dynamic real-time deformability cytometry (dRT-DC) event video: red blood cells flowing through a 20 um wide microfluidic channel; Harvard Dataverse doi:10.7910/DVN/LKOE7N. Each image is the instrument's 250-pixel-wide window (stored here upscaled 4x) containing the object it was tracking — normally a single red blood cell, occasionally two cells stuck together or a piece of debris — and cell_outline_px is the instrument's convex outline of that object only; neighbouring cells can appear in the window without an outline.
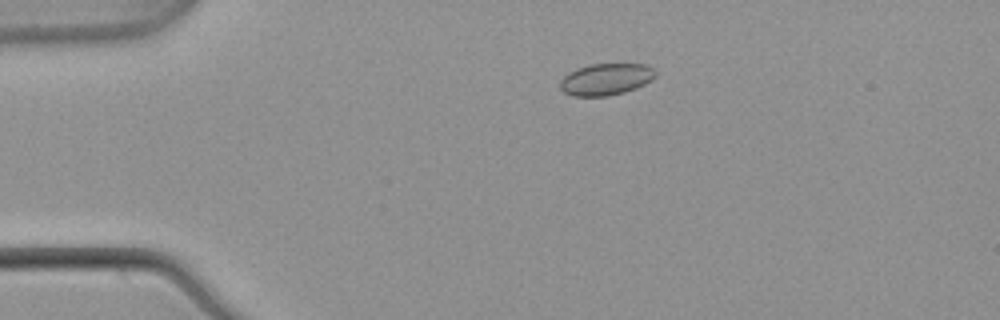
{"species": "common noctule bat (a hibernating species)", "species_latin": "Nyctalus noctula", "temperature_condition": "warm", "stored_images_in_passage": 53, "camera_frame_rate_fps": 3000, "um_per_image_px": 0.085, "animal": {"sex": "male", "body_mass_g": 21.5, "forearm_length_mm": 52.0}, "frame": {"image": 1, "passage_image": 11, "time_ms": 3.333, "image_size_px": [1000, 320], "cell_outline_px": [[656, 76], [652, 80], [636, 88], [624, 92], [608, 96], [572, 96], [564, 92], [560, 88], [560, 80], [568, 72], [576, 68], [588, 64], [644, 64], [652, 68], [656, 72]], "centroid_in_image_um": [51.48, 6.74], "position_along_channel_um": 33.5, "area_um2": 17.74}}
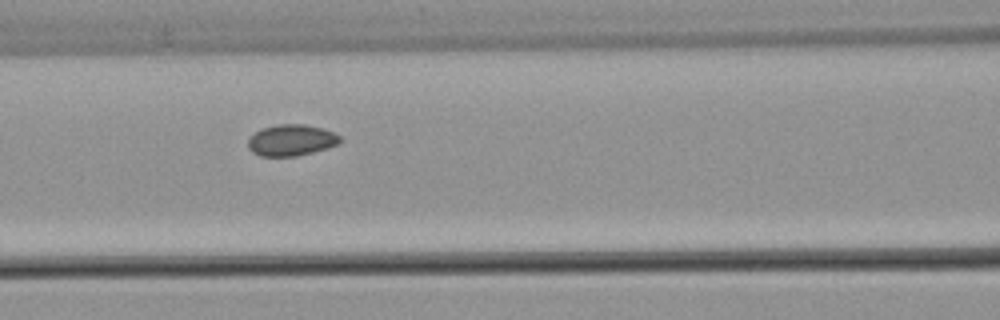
{"frame": {"image": 2, "passage_image": 23, "time_ms": 7.333, "image_size_px": [1000, 320], "cell_outline_px": [[344, 140], [336, 144], [312, 152], [296, 156], [260, 156], [252, 152], [248, 148], [248, 136], [264, 128], [276, 124], [304, 124], [324, 128], [340, 136]], "centroid_in_image_um": [24.74, 11.91], "position_along_channel_um": 141.9, "area_um2": 16.76}}
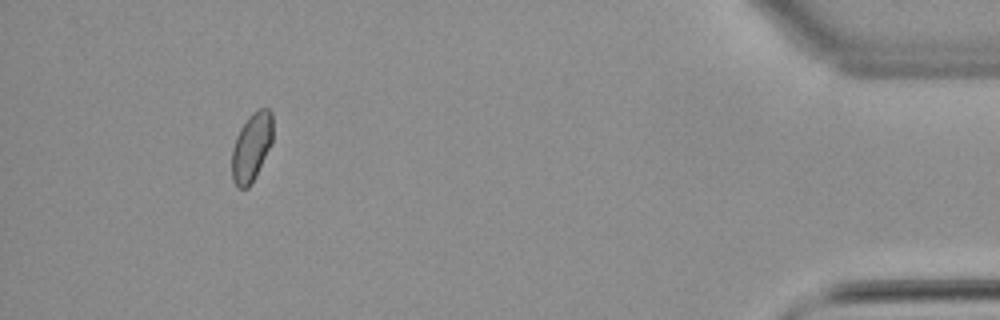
{"frame": {"image": 3, "passage_image": 49, "time_ms": 16.0, "image_size_px": [1000, 320], "cell_outline_px": [[272, 144], [256, 176], [248, 188], [236, 188], [232, 180], [232, 148], [236, 136], [240, 128], [248, 116], [256, 108], [268, 108], [272, 112]], "centroid_in_image_um": [21.38, 12.49], "position_along_channel_um": 413.8, "area_um2": 16.65}, "authors_computed_cell_mechanics": {"area_um2": 16.8198, "velocity_mm_per_s": 3.878, "shape_relaxation_time_tau1_ms": null, "shape_relaxation_time_tau2_ms": 3.4318, "deformation_change_tau1": null, "deformation_change_tau2": 0.0484}}